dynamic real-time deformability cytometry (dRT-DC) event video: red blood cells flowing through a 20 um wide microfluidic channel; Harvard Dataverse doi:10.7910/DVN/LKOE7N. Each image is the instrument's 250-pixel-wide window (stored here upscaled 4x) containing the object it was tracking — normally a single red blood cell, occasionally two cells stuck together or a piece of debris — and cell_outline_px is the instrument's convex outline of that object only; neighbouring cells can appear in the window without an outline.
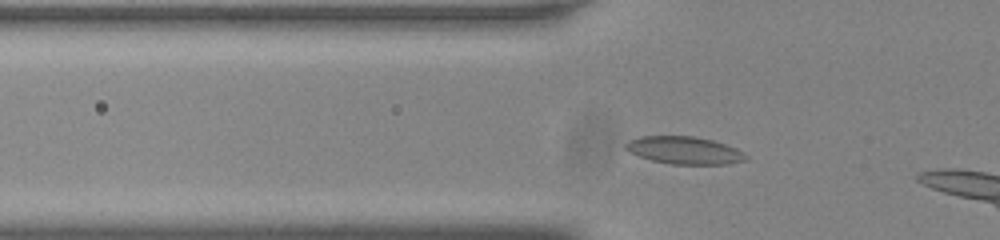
{"species": "common noctule bat (a hibernating species)", "species_latin": "Nyctalus noctula", "temperature_condition": "room temperature", "stored_images_in_passage": 43, "camera_frame_rate_fps": 3000, "um_per_image_px": 0.085, "animal": {"sex": "male", "body_mass_g": 20.0, "forearm_length_mm": 53.3}, "frame": {"image": 1, "passage_image": 10, "time_ms": 3.0, "image_size_px": [1000, 240], "cell_outline_px": [[748, 160], [728, 164], [672, 164], [652, 160], [640, 156], [624, 148], [624, 144], [628, 140], [640, 136], [692, 136], [712, 140], [736, 148], [744, 152], [748, 156]], "centroid_in_image_um": [58.19, 12.77], "position_along_channel_um": 67.6, "area_um2": 19.25}}
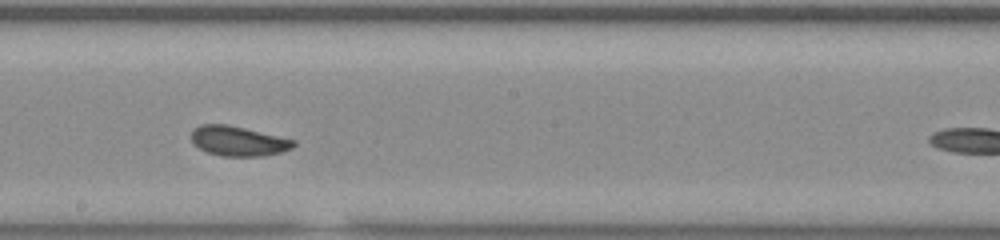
{"frame": {"image": 2, "passage_image": 23, "time_ms": 7.333, "image_size_px": [1000, 240], "cell_outline_px": [[296, 144], [292, 148], [280, 152], [264, 156], [220, 156], [208, 152], [192, 144], [192, 128], [200, 124], [228, 124], [296, 140]], "centroid_in_image_um": [20.24, 11.98], "position_along_channel_um": 228.0, "area_um2": 17.86}}
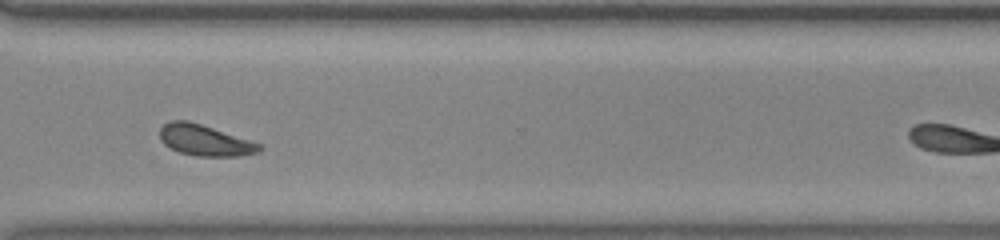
{"frame": {"image": 3, "passage_image": 33, "time_ms": 10.667, "image_size_px": [1000, 240], "cell_outline_px": [[264, 148], [260, 152], [236, 156], [196, 156], [180, 152], [164, 144], [160, 140], [160, 128], [164, 124], [172, 120], [188, 120], [260, 144]], "centroid_in_image_um": [17.39, 11.93], "position_along_channel_um": 353.2, "area_um2": 17.69}, "authors_computed_cell_mechanics": {"area_um2": 18.207, "velocity_mm_per_s": 3.7527, "shape_relaxation_time_tau1_ms": 5.9021, "shape_relaxation_time_tau2_ms": null, "deformation_change_tau1": 0.1129, "deformation_change_tau2": null}}